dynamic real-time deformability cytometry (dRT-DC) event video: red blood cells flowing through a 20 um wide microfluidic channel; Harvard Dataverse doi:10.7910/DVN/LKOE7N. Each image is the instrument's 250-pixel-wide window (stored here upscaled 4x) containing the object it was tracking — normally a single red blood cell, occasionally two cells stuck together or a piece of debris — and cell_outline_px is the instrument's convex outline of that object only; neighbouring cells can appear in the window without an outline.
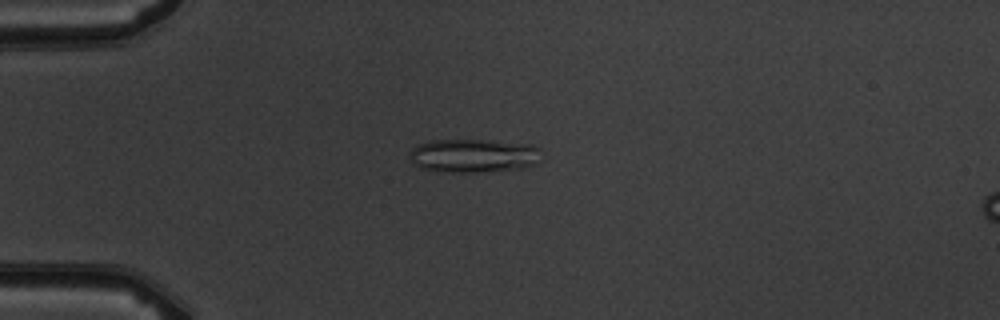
{"species": "common noctule bat (a hibernating species)", "species_latin": "Nyctalus noctula", "temperature_condition": "warm", "stored_images_in_passage": 8, "camera_frame_rate_fps": 3000, "um_per_image_px": 0.085, "animal": {"sex": "male", "body_mass_g": 19.5, "forearm_length_mm": 54.6}, "frame": {"image": 1, "passage_image": 5, "time_ms": 4.333, "image_size_px": [1000, 320], "cell_outline_px": [[540, 164], [524, 168], [476, 172], [448, 172], [420, 168], [412, 164], [408, 156], [408, 152], [416, 144], [428, 140], [488, 140], [532, 144], [540, 148]], "centroid_in_image_um": [40.24, 13.22], "position_along_channel_um": 44.8, "area_um2": 26.41}}
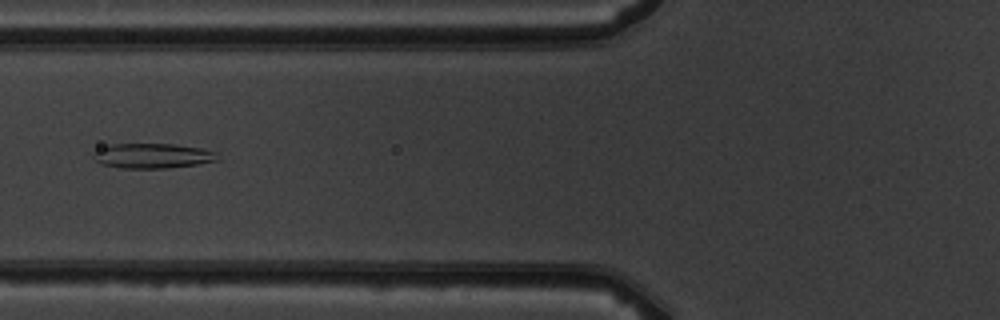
{"frame": {"image": 2, "passage_image": 7, "time_ms": 6.667, "image_size_px": [1000, 320], "cell_outline_px": [[220, 160], [196, 164], [168, 168], [120, 168], [100, 164], [92, 156], [92, 152], [100, 144], [176, 144], [200, 148], [216, 152]], "centroid_in_image_um": [12.88, 13.23], "position_along_channel_um": 112.9, "area_um2": 18.38}}